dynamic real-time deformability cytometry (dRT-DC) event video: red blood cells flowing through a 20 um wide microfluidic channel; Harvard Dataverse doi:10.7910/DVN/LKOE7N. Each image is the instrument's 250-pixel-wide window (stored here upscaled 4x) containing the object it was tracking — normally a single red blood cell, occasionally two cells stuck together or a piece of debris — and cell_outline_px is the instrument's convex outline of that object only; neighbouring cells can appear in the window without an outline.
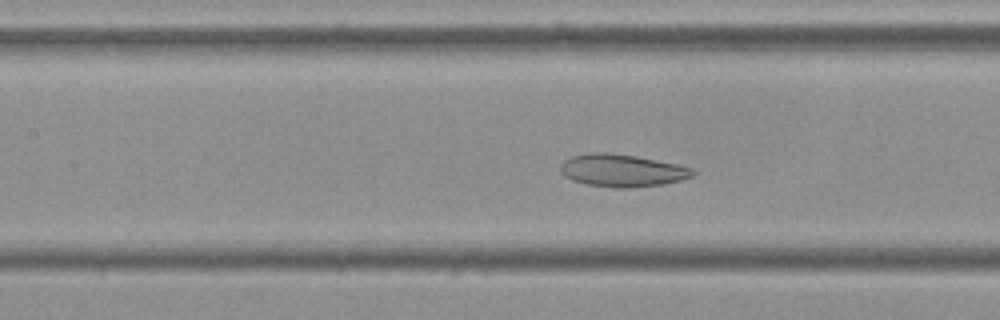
{"species": "Egyptian fruit bat (a non-hibernating species)", "species_latin": "Rousettus aegyptiacus", "temperature_condition": "cold", "stored_images_in_passage": 56, "camera_frame_rate_fps": 3000, "um_per_image_px": 0.085, "frame": {"image": 1, "passage_image": 24, "time_ms": 7.667, "image_size_px": [1000, 320], "cell_outline_px": [[696, 172], [692, 176], [680, 180], [664, 184], [632, 188], [616, 188], [588, 184], [572, 180], [564, 176], [560, 172], [560, 164], [564, 160], [572, 156], [592, 152], [608, 152], [636, 156], [676, 164], [692, 168]], "centroid_in_image_um": [52.85, 14.49], "position_along_channel_um": 154.5, "area_um2": 25.09}}
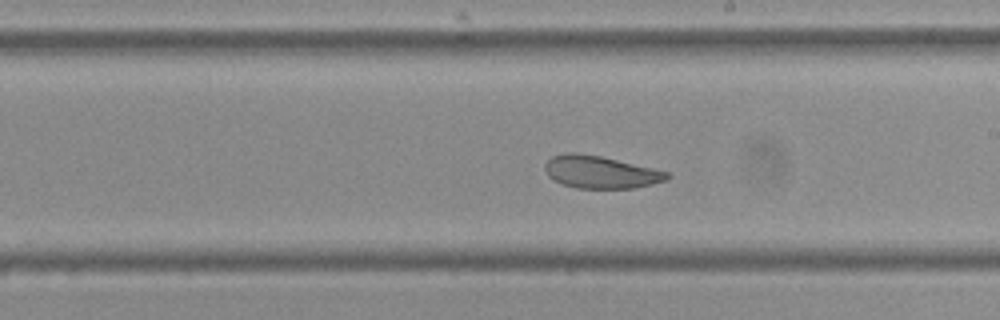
{"frame": {"image": 2, "passage_image": 31, "time_ms": 10.0, "image_size_px": [1000, 320], "cell_outline_px": [[672, 176], [668, 180], [652, 184], [632, 188], [576, 188], [564, 184], [548, 176], [544, 168], [544, 164], [552, 156], [564, 152], [576, 152], [600, 156], [652, 168], [668, 172]], "centroid_in_image_um": [51.04, 14.62], "position_along_channel_um": 238.0, "area_um2": 23.0}}
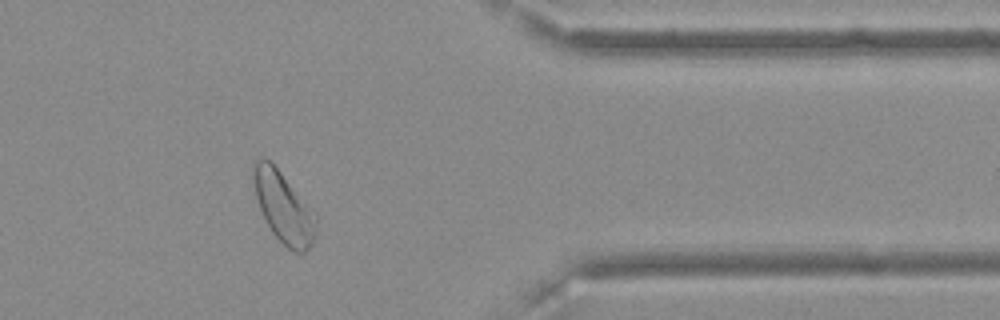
{"frame": {"image": 3, "passage_image": 45, "time_ms": 14.667, "image_size_px": [1000, 320], "cell_outline_px": [[316, 236], [312, 244], [304, 252], [296, 252], [288, 248], [272, 232], [260, 208], [256, 196], [252, 180], [252, 164], [256, 156], [264, 156], [280, 172], [316, 212]], "centroid_in_image_um": [24.09, 17.58], "position_along_channel_um": 387.3, "area_um2": 25.84}, "authors_computed_cell_mechanics": {"area_um2": 27.5417, "velocity_mm_per_s": 3.5861, "shape_relaxation_time_tau1_ms": null, "shape_relaxation_time_tau2_ms": 2.6633, "deformation_change_tau1": null, "deformation_change_tau2": 0.0867}}